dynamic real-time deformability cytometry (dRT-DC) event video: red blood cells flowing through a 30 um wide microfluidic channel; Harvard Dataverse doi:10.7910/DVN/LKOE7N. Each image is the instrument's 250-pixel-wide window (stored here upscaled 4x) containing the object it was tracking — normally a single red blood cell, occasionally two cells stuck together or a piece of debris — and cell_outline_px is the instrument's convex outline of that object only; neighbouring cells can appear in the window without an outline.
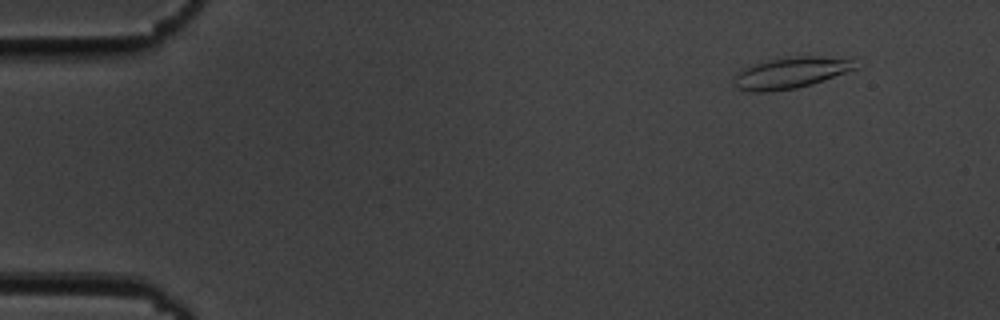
{"species": "common noctule bat (a hibernating species)", "species_latin": "Nyctalus noctula", "temperature_condition": "cold", "stored_images_in_passage": 56, "camera_frame_rate_fps": 3000, "um_per_image_px": 0.085, "animal": {"sex": "male", "body_mass_g": 19.5, "forearm_length_mm": 54.6}, "frame": {"image": 1, "passage_image": 6, "time_ms": 1.667, "image_size_px": [1000, 320], "cell_outline_px": [[860, 68], [812, 84], [796, 88], [772, 92], [752, 92], [736, 88], [736, 76], [744, 68], [756, 64], [772, 60], [796, 56], [816, 56], [852, 60]], "centroid_in_image_um": [67.26, 6.21], "position_along_channel_um": 17.7, "area_um2": 21.62}}
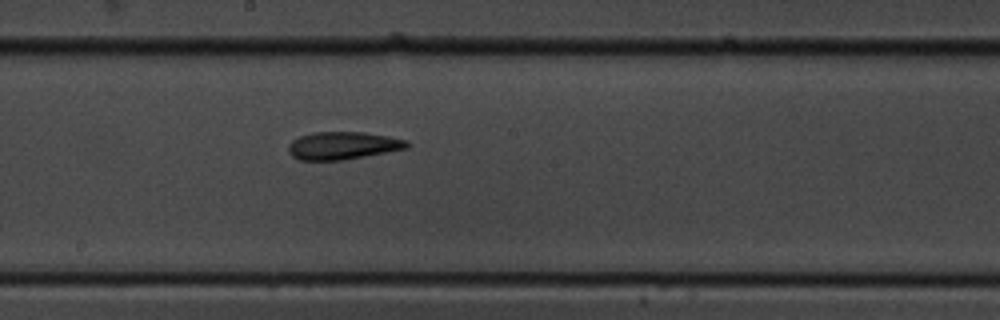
{"frame": {"image": 2, "passage_image": 31, "time_ms": 10.0, "image_size_px": [1000, 320], "cell_outline_px": [[408, 148], [364, 156], [340, 160], [300, 160], [292, 156], [288, 152], [288, 144], [292, 140], [300, 136], [316, 132], [364, 132], [388, 136], [408, 140]], "centroid_in_image_um": [29.12, 12.37], "position_along_channel_um": 219.1, "area_um2": 19.02}}
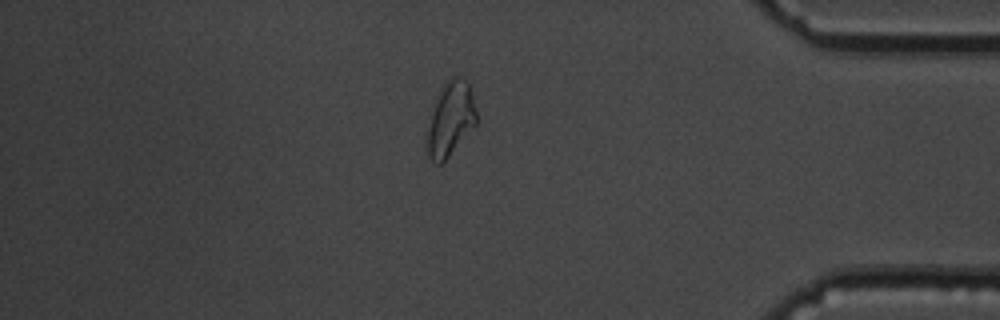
{"frame": {"image": 3, "passage_image": 48, "time_ms": 15.667, "image_size_px": [1000, 320], "cell_outline_px": [[476, 124], [448, 156], [440, 164], [436, 164], [428, 156], [428, 128], [432, 112], [440, 88], [452, 76], [460, 76], [468, 84], [472, 96], [476, 112]], "centroid_in_image_um": [38.3, 10.09], "position_along_channel_um": 396.9, "area_um2": 20.58}, "authors_computed_cell_mechanics": {"area_um2": 19.7098, "velocity_mm_per_s": 3.6437, "shape_relaxation_time_tau1_ms": 5.4417, "shape_relaxation_time_tau2_ms": 5.6803, "deformation_change_tau1": 0.1555, "deformation_change_tau2": 0.1059}}